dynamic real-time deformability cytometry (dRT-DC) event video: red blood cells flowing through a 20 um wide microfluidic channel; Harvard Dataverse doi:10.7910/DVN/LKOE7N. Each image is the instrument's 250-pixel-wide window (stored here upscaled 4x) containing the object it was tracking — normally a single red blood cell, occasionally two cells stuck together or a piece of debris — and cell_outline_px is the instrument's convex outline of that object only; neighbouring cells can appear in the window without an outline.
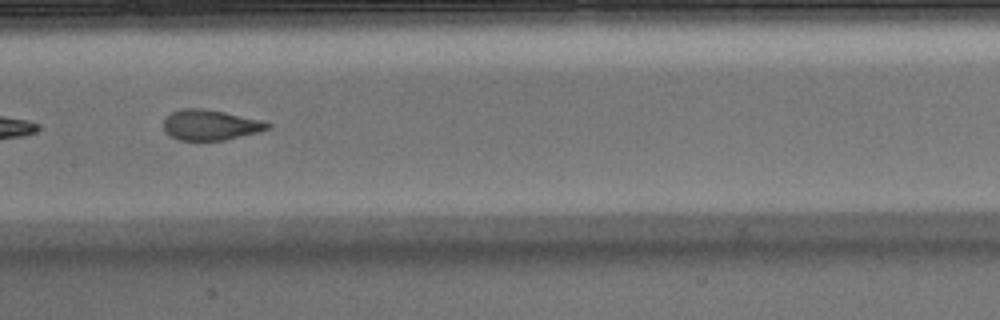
{"species": "Egyptian fruit bat (a non-hibernating species)", "species_latin": "Rousettus aegyptiacus", "temperature_condition": "warm", "stored_images_in_passage": 51, "segment_of_instrument_passage": [2, 2], "camera_frame_rate_fps": 3000, "um_per_image_px": 0.085, "animal": {"sex": "male"}, "frame": {"image": 1, "passage_image": 25, "time_ms": 8.0, "image_size_px": [1000, 320], "cell_outline_px": [[272, 128], [224, 140], [180, 140], [172, 136], [164, 128], [164, 120], [172, 112], [184, 108], [200, 108], [224, 112], [264, 120], [272, 124]], "centroid_in_image_um": [17.93, 10.61], "position_along_channel_um": 189.5, "area_um2": 18.21}}
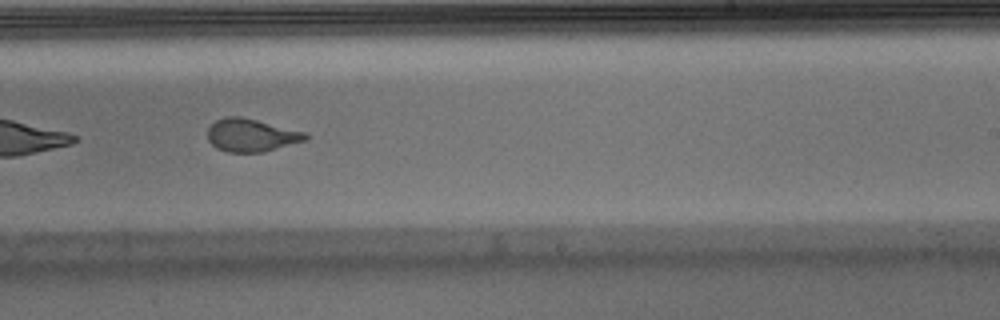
{"frame": {"image": 2, "passage_image": 31, "time_ms": 10.0, "image_size_px": [1000, 320], "cell_outline_px": [[308, 140], [264, 152], [228, 152], [216, 148], [208, 140], [208, 128], [216, 120], [224, 116], [240, 116], [308, 132]], "centroid_in_image_um": [21.39, 11.49], "position_along_channel_um": 267.6, "area_um2": 18.96}}